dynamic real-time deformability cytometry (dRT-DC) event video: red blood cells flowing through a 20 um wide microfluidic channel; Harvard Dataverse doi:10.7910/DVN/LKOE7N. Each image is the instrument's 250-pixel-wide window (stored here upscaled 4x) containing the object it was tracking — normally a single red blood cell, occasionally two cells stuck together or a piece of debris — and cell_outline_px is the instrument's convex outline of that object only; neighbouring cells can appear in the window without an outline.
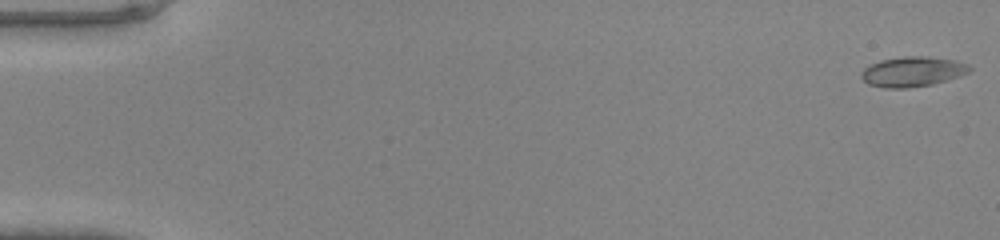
{"species": "common noctule bat (a hibernating species)", "species_latin": "Nyctalus noctula", "temperature_condition": "warm", "stored_images_in_passage": 16, "camera_frame_rate_fps": 3000, "um_per_image_px": 0.085, "animal": {"sex": "male", "body_mass_g": 20.0, "forearm_length_mm": 53.3}, "frame": {"image": 1, "passage_image": 1, "time_ms": 0.0, "image_size_px": [1000, 240], "cell_outline_px": [[972, 68], [968, 72], [960, 76], [948, 80], [932, 84], [908, 88], [884, 88], [868, 84], [860, 76], [860, 72], [868, 64], [880, 60], [904, 56], [924, 56], [956, 60], [968, 64]], "centroid_in_image_um": [77.54, 6.08], "position_along_channel_um": 7.5, "area_um2": 19.13}}